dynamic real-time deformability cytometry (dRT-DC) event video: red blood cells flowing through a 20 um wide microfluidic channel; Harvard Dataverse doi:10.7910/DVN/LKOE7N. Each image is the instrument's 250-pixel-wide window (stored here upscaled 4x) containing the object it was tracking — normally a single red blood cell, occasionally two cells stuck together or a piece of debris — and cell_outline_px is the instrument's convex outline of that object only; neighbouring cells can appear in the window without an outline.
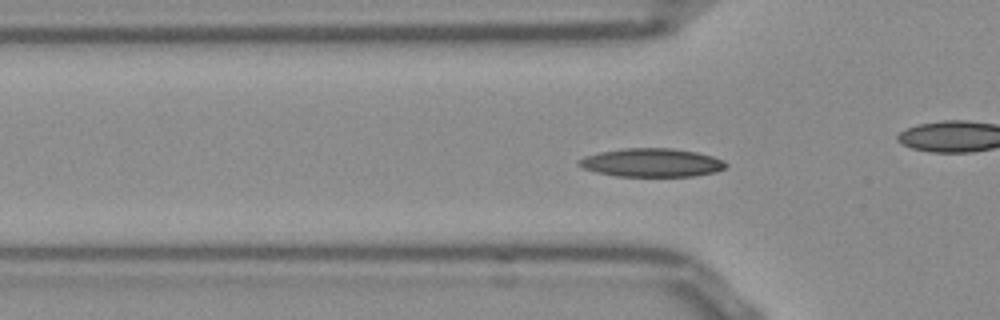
{"species": "Egyptian fruit bat (a non-hibernating species)", "species_latin": "Rousettus aegyptiacus", "temperature_condition": "room temperature", "stored_images_in_passage": 44, "camera_frame_rate_fps": 3000, "um_per_image_px": 0.085, "frame": {"image": 1, "passage_image": 7, "time_ms": 2.0, "image_size_px": [1000, 320], "cell_outline_px": [[728, 164], [724, 168], [716, 172], [692, 176], [616, 176], [596, 172], [584, 168], [576, 164], [576, 160], [584, 156], [600, 152], [624, 148], [672, 148], [696, 152], [712, 156], [724, 160]], "centroid_in_image_um": [55.37, 13.82], "position_along_channel_um": 70.4, "area_um2": 24.45}, "authors_computed_cell_mechanics": {"area_um2": 22.7154, "velocity_mm_per_s": 3.8003, "shape_relaxation_time_tau1_ms": 4.6844, "shape_relaxation_time_tau2_ms": 5.4221, "deformation_change_tau1": 0.1282, "deformation_change_tau2": 0.1068}}